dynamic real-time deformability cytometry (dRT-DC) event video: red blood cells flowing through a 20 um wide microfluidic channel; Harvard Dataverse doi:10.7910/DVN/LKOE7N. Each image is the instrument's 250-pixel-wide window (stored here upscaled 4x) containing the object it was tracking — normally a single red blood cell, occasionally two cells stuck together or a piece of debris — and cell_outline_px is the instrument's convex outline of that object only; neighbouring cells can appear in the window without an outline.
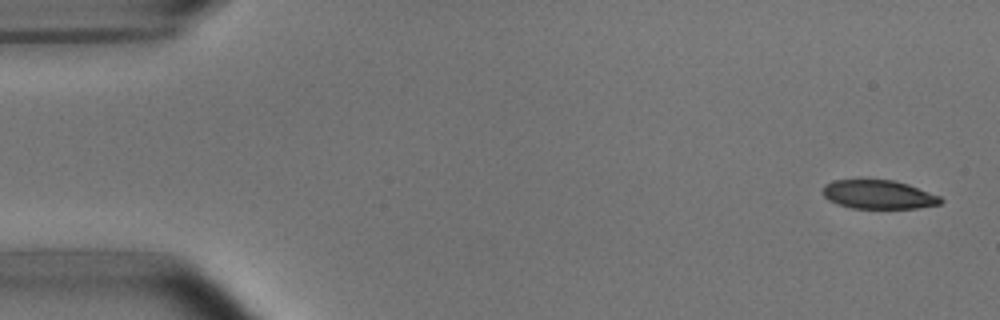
{"species": "common noctule bat (a hibernating species)", "species_latin": "Nyctalus noctula", "temperature_condition": "room temperature", "stored_images_in_passage": 6, "segment_of_instrument_passage": [1, 2], "camera_frame_rate_fps": 3000, "um_per_image_px": 0.085, "animal": {"sex": "male", "body_mass_g": 15.6}, "frame": {"image": 1, "passage_image": 1, "time_ms": 0.0, "image_size_px": [1000, 320], "cell_outline_px": [[944, 200], [940, 204], [916, 208], [852, 208], [828, 200], [824, 196], [824, 184], [832, 180], [892, 180], [908, 184], [940, 196]], "centroid_in_image_um": [74.69, 16.53], "position_along_channel_um": 10.3, "area_um2": 19.59}}
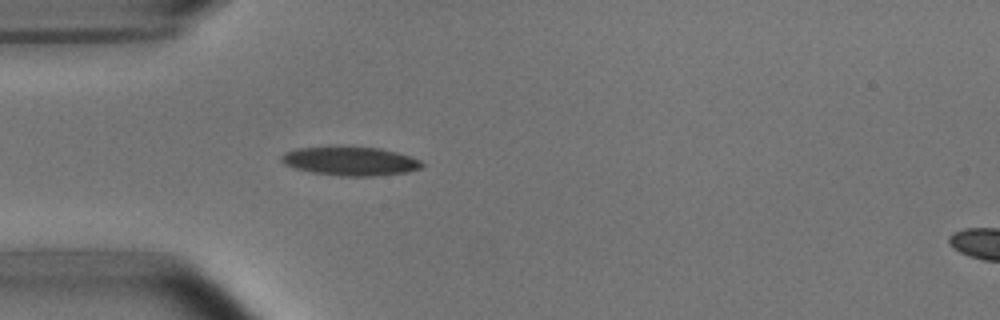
{"frame": {"image": 2, "passage_image": 5, "time_ms": 4.333, "image_size_px": [1000, 320], "cell_outline_px": [[424, 164], [420, 168], [404, 172], [372, 176], [340, 176], [312, 172], [296, 168], [284, 164], [280, 160], [280, 156], [284, 152], [296, 148], [380, 148], [396, 152], [420, 160]], "centroid_in_image_um": [29.74, 13.71], "position_along_channel_um": 55.3, "area_um2": 22.95}}